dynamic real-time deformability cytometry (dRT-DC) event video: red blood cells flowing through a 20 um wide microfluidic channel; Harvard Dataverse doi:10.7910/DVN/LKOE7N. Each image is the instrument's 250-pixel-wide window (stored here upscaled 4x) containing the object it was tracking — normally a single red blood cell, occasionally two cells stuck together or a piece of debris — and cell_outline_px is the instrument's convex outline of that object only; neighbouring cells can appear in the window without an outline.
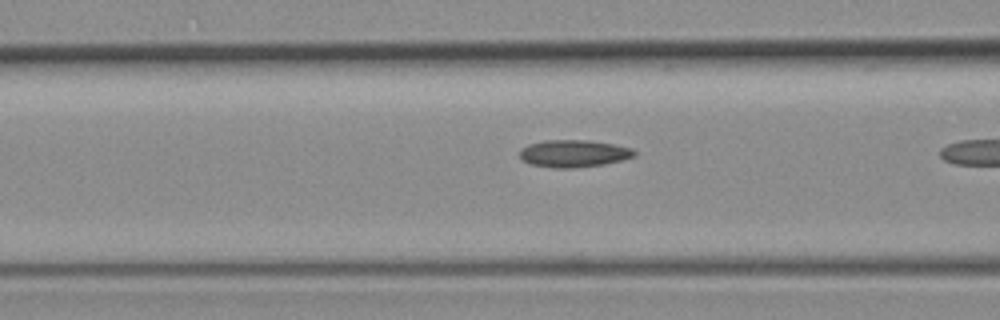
{"species": "common noctule bat (a hibernating species)", "species_latin": "Nyctalus noctula", "temperature_condition": "room temperature", "stored_images_in_passage": 7, "camera_frame_rate_fps": 3000, "um_per_image_px": 0.085, "animal": {"sex": "female", "body_mass_g": 19.3, "forearm_length_mm": 54.1}, "frame": {"image": 1, "passage_image": 6, "time_ms": 1.667, "image_size_px": [1000, 320], "cell_outline_px": [[636, 156], [604, 164], [572, 168], [556, 168], [528, 164], [520, 160], [520, 148], [528, 144], [544, 140], [588, 140], [612, 144], [632, 148], [636, 152]], "centroid_in_image_um": [48.71, 13.05], "position_along_channel_um": 117.9, "area_um2": 18.32}}